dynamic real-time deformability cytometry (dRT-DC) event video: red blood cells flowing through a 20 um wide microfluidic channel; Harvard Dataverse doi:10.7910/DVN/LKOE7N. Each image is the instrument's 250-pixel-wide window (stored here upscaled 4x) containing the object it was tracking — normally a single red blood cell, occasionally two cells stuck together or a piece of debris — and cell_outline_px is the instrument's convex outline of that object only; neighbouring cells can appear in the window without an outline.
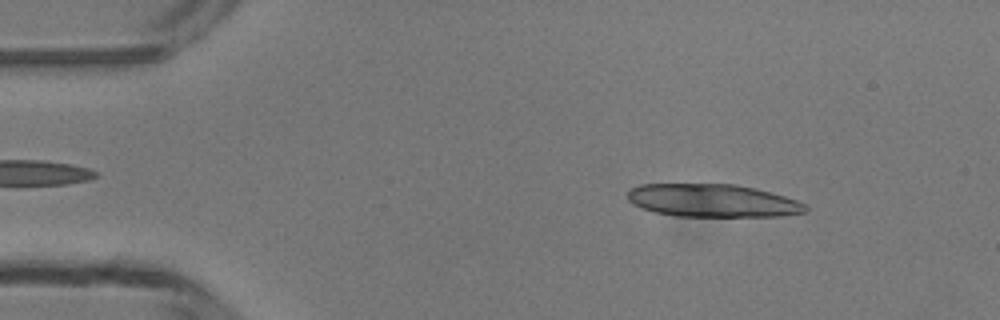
{"species": "common noctule bat (a hibernating species)", "species_latin": "Nyctalus noctula", "temperature_condition": "room temperature", "stored_images_in_passage": 48, "segment_of_instrument_passage": [1, 2], "camera_frame_rate_fps": 3000, "um_per_image_px": 0.085, "animal": {"sex": "male", "body_mass_g": 13.3}, "frame": {"image": 1, "passage_image": 7, "time_ms": 2.0, "image_size_px": [1000, 320], "cell_outline_px": [[808, 212], [780, 216], [676, 216], [656, 212], [640, 208], [628, 200], [628, 188], [640, 184], [736, 184], [756, 188], [784, 196], [808, 204]], "centroid_in_image_um": [60.58, 17.04], "position_along_channel_um": 24.4, "area_um2": 34.33}}